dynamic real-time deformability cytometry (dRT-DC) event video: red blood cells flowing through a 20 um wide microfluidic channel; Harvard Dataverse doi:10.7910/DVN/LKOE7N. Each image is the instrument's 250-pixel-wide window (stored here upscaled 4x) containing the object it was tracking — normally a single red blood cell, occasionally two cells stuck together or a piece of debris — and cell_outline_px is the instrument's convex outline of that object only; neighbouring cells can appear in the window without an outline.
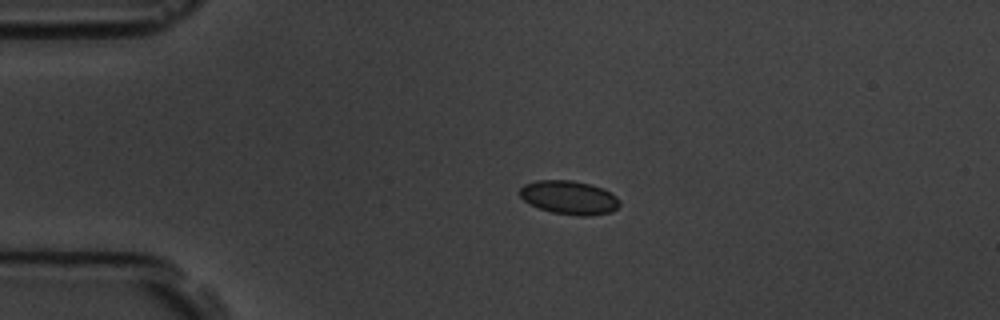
{"species": "common noctule bat (a hibernating species)", "species_latin": "Nyctalus noctula", "temperature_condition": "room temperature", "stored_images_in_passage": 4, "camera_frame_rate_fps": 3000, "um_per_image_px": 0.085, "animal": {"sex": "male", "body_mass_g": 19.5, "forearm_length_mm": 54.6}, "frame": {"image": 1, "passage_image": 3, "time_ms": 2.333, "image_size_px": [1000, 320], "cell_outline_px": [[620, 204], [612, 212], [588, 216], [576, 216], [552, 212], [540, 208], [524, 200], [520, 196], [520, 188], [524, 184], [536, 180], [572, 180], [604, 188], [616, 196], [620, 200]], "centroid_in_image_um": [48.4, 16.79], "position_along_channel_um": 36.6, "area_um2": 19.59}}